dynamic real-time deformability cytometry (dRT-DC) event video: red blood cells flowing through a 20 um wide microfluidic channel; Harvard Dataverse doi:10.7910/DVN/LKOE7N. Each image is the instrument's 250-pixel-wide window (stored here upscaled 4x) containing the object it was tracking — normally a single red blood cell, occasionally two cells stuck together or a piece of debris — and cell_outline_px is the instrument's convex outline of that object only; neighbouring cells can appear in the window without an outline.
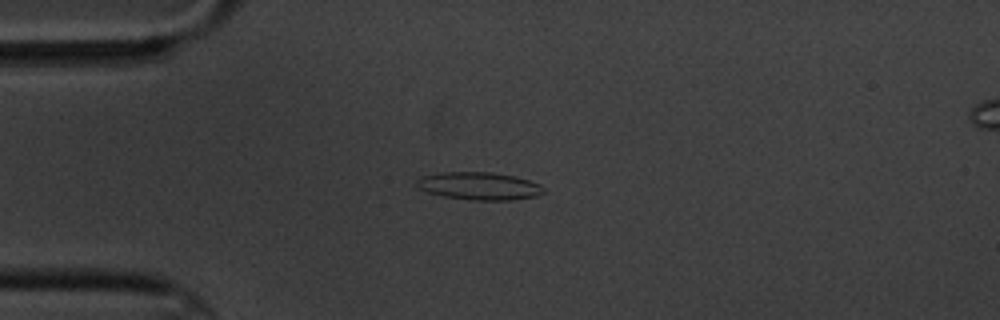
{"species": "common noctule bat (a hibernating species)", "species_latin": "Nyctalus noctula", "temperature_condition": "cold", "stored_images_in_passage": 6, "camera_frame_rate_fps": 3000, "um_per_image_px": 0.085, "animal": {"sex": "male", "body_mass_g": 20.1, "forearm_length_mm": 53.5}, "frame": {"image": 1, "passage_image": 5, "time_ms": 4.667, "image_size_px": [1000, 320], "cell_outline_px": [[544, 192], [536, 196], [512, 200], [472, 200], [444, 196], [428, 192], [420, 188], [416, 184], [416, 180], [420, 176], [440, 172], [492, 172], [512, 176], [528, 180], [540, 184], [544, 188]], "centroid_in_image_um": [40.72, 15.8], "position_along_channel_um": 44.3, "area_um2": 20.4}}